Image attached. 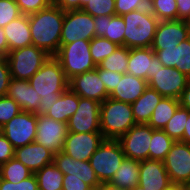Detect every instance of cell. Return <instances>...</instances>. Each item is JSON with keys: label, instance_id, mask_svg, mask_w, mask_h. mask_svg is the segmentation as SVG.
<instances>
[{"label": "cell", "instance_id": "cell-42", "mask_svg": "<svg viewBox=\"0 0 190 190\" xmlns=\"http://www.w3.org/2000/svg\"><path fill=\"white\" fill-rule=\"evenodd\" d=\"M21 14L30 15L50 6L52 0H15Z\"/></svg>", "mask_w": 190, "mask_h": 190}, {"label": "cell", "instance_id": "cell-27", "mask_svg": "<svg viewBox=\"0 0 190 190\" xmlns=\"http://www.w3.org/2000/svg\"><path fill=\"white\" fill-rule=\"evenodd\" d=\"M163 96L147 86L143 94L131 104L136 124H147Z\"/></svg>", "mask_w": 190, "mask_h": 190}, {"label": "cell", "instance_id": "cell-35", "mask_svg": "<svg viewBox=\"0 0 190 190\" xmlns=\"http://www.w3.org/2000/svg\"><path fill=\"white\" fill-rule=\"evenodd\" d=\"M189 114L190 111L188 109L179 106L174 115L163 128V131L175 141H180L183 138L185 124Z\"/></svg>", "mask_w": 190, "mask_h": 190}, {"label": "cell", "instance_id": "cell-53", "mask_svg": "<svg viewBox=\"0 0 190 190\" xmlns=\"http://www.w3.org/2000/svg\"><path fill=\"white\" fill-rule=\"evenodd\" d=\"M96 190H126L118 186L112 185L109 182L100 183Z\"/></svg>", "mask_w": 190, "mask_h": 190}, {"label": "cell", "instance_id": "cell-24", "mask_svg": "<svg viewBox=\"0 0 190 190\" xmlns=\"http://www.w3.org/2000/svg\"><path fill=\"white\" fill-rule=\"evenodd\" d=\"M154 56L155 52L151 47L130 48L126 73L143 78L148 82L152 78L154 70Z\"/></svg>", "mask_w": 190, "mask_h": 190}, {"label": "cell", "instance_id": "cell-32", "mask_svg": "<svg viewBox=\"0 0 190 190\" xmlns=\"http://www.w3.org/2000/svg\"><path fill=\"white\" fill-rule=\"evenodd\" d=\"M175 140L163 130L153 129L149 147V159L164 161Z\"/></svg>", "mask_w": 190, "mask_h": 190}, {"label": "cell", "instance_id": "cell-21", "mask_svg": "<svg viewBox=\"0 0 190 190\" xmlns=\"http://www.w3.org/2000/svg\"><path fill=\"white\" fill-rule=\"evenodd\" d=\"M153 51L163 66L177 68L190 78V37L177 46Z\"/></svg>", "mask_w": 190, "mask_h": 190}, {"label": "cell", "instance_id": "cell-11", "mask_svg": "<svg viewBox=\"0 0 190 190\" xmlns=\"http://www.w3.org/2000/svg\"><path fill=\"white\" fill-rule=\"evenodd\" d=\"M153 128L148 124H135L118 141L126 158L135 161L149 159V145Z\"/></svg>", "mask_w": 190, "mask_h": 190}, {"label": "cell", "instance_id": "cell-15", "mask_svg": "<svg viewBox=\"0 0 190 190\" xmlns=\"http://www.w3.org/2000/svg\"><path fill=\"white\" fill-rule=\"evenodd\" d=\"M190 37V26L185 20L159 21L156 27L152 50H163L179 45Z\"/></svg>", "mask_w": 190, "mask_h": 190}, {"label": "cell", "instance_id": "cell-9", "mask_svg": "<svg viewBox=\"0 0 190 190\" xmlns=\"http://www.w3.org/2000/svg\"><path fill=\"white\" fill-rule=\"evenodd\" d=\"M96 37L94 17L82 9L64 11L60 46Z\"/></svg>", "mask_w": 190, "mask_h": 190}, {"label": "cell", "instance_id": "cell-55", "mask_svg": "<svg viewBox=\"0 0 190 190\" xmlns=\"http://www.w3.org/2000/svg\"><path fill=\"white\" fill-rule=\"evenodd\" d=\"M89 0H80V9L88 2Z\"/></svg>", "mask_w": 190, "mask_h": 190}, {"label": "cell", "instance_id": "cell-18", "mask_svg": "<svg viewBox=\"0 0 190 190\" xmlns=\"http://www.w3.org/2000/svg\"><path fill=\"white\" fill-rule=\"evenodd\" d=\"M53 163L64 175L69 174V177L79 178L93 190H96L100 185L89 160H76L63 151H60L54 155Z\"/></svg>", "mask_w": 190, "mask_h": 190}, {"label": "cell", "instance_id": "cell-19", "mask_svg": "<svg viewBox=\"0 0 190 190\" xmlns=\"http://www.w3.org/2000/svg\"><path fill=\"white\" fill-rule=\"evenodd\" d=\"M171 184L163 161L146 159L140 162L139 186L146 190H165Z\"/></svg>", "mask_w": 190, "mask_h": 190}, {"label": "cell", "instance_id": "cell-26", "mask_svg": "<svg viewBox=\"0 0 190 190\" xmlns=\"http://www.w3.org/2000/svg\"><path fill=\"white\" fill-rule=\"evenodd\" d=\"M96 37H104L118 46H124L125 23L122 16L94 17Z\"/></svg>", "mask_w": 190, "mask_h": 190}, {"label": "cell", "instance_id": "cell-49", "mask_svg": "<svg viewBox=\"0 0 190 190\" xmlns=\"http://www.w3.org/2000/svg\"><path fill=\"white\" fill-rule=\"evenodd\" d=\"M63 11L80 9V0H52Z\"/></svg>", "mask_w": 190, "mask_h": 190}, {"label": "cell", "instance_id": "cell-39", "mask_svg": "<svg viewBox=\"0 0 190 190\" xmlns=\"http://www.w3.org/2000/svg\"><path fill=\"white\" fill-rule=\"evenodd\" d=\"M21 111V107L12 98L0 97V128Z\"/></svg>", "mask_w": 190, "mask_h": 190}, {"label": "cell", "instance_id": "cell-30", "mask_svg": "<svg viewBox=\"0 0 190 190\" xmlns=\"http://www.w3.org/2000/svg\"><path fill=\"white\" fill-rule=\"evenodd\" d=\"M179 106L180 101L178 99L163 97L155 107L147 124L153 129L163 130Z\"/></svg>", "mask_w": 190, "mask_h": 190}, {"label": "cell", "instance_id": "cell-44", "mask_svg": "<svg viewBox=\"0 0 190 190\" xmlns=\"http://www.w3.org/2000/svg\"><path fill=\"white\" fill-rule=\"evenodd\" d=\"M99 76L106 87L107 93L110 94L117 86L122 74L111 70L99 69Z\"/></svg>", "mask_w": 190, "mask_h": 190}, {"label": "cell", "instance_id": "cell-28", "mask_svg": "<svg viewBox=\"0 0 190 190\" xmlns=\"http://www.w3.org/2000/svg\"><path fill=\"white\" fill-rule=\"evenodd\" d=\"M79 105V96L70 88L64 91L55 103L49 108L45 116L59 122L67 123L76 112Z\"/></svg>", "mask_w": 190, "mask_h": 190}, {"label": "cell", "instance_id": "cell-12", "mask_svg": "<svg viewBox=\"0 0 190 190\" xmlns=\"http://www.w3.org/2000/svg\"><path fill=\"white\" fill-rule=\"evenodd\" d=\"M163 162L172 184H190V144L175 141Z\"/></svg>", "mask_w": 190, "mask_h": 190}, {"label": "cell", "instance_id": "cell-8", "mask_svg": "<svg viewBox=\"0 0 190 190\" xmlns=\"http://www.w3.org/2000/svg\"><path fill=\"white\" fill-rule=\"evenodd\" d=\"M189 78L177 68L165 67L157 56H154L152 78L147 82L148 87L156 90L163 97L180 99L187 86Z\"/></svg>", "mask_w": 190, "mask_h": 190}, {"label": "cell", "instance_id": "cell-57", "mask_svg": "<svg viewBox=\"0 0 190 190\" xmlns=\"http://www.w3.org/2000/svg\"><path fill=\"white\" fill-rule=\"evenodd\" d=\"M186 190H190V184L186 185Z\"/></svg>", "mask_w": 190, "mask_h": 190}, {"label": "cell", "instance_id": "cell-23", "mask_svg": "<svg viewBox=\"0 0 190 190\" xmlns=\"http://www.w3.org/2000/svg\"><path fill=\"white\" fill-rule=\"evenodd\" d=\"M147 86V80L125 73L122 74L121 79L118 80L117 86L109 94V97L132 104L143 94Z\"/></svg>", "mask_w": 190, "mask_h": 190}, {"label": "cell", "instance_id": "cell-2", "mask_svg": "<svg viewBox=\"0 0 190 190\" xmlns=\"http://www.w3.org/2000/svg\"><path fill=\"white\" fill-rule=\"evenodd\" d=\"M29 82L41 97L39 106L41 115H45L60 95L69 88V80L54 56L47 59Z\"/></svg>", "mask_w": 190, "mask_h": 190}, {"label": "cell", "instance_id": "cell-37", "mask_svg": "<svg viewBox=\"0 0 190 190\" xmlns=\"http://www.w3.org/2000/svg\"><path fill=\"white\" fill-rule=\"evenodd\" d=\"M118 45L104 37H94L90 40V54L98 66L105 58L112 54Z\"/></svg>", "mask_w": 190, "mask_h": 190}, {"label": "cell", "instance_id": "cell-4", "mask_svg": "<svg viewBox=\"0 0 190 190\" xmlns=\"http://www.w3.org/2000/svg\"><path fill=\"white\" fill-rule=\"evenodd\" d=\"M125 23L124 46L127 48L151 47L159 20L149 7L122 15Z\"/></svg>", "mask_w": 190, "mask_h": 190}, {"label": "cell", "instance_id": "cell-46", "mask_svg": "<svg viewBox=\"0 0 190 190\" xmlns=\"http://www.w3.org/2000/svg\"><path fill=\"white\" fill-rule=\"evenodd\" d=\"M15 148L0 131V165L14 157Z\"/></svg>", "mask_w": 190, "mask_h": 190}, {"label": "cell", "instance_id": "cell-5", "mask_svg": "<svg viewBox=\"0 0 190 190\" xmlns=\"http://www.w3.org/2000/svg\"><path fill=\"white\" fill-rule=\"evenodd\" d=\"M54 57L60 62L68 80L97 67L90 54V41L87 40L79 39L60 46Z\"/></svg>", "mask_w": 190, "mask_h": 190}, {"label": "cell", "instance_id": "cell-48", "mask_svg": "<svg viewBox=\"0 0 190 190\" xmlns=\"http://www.w3.org/2000/svg\"><path fill=\"white\" fill-rule=\"evenodd\" d=\"M177 20L188 21L190 18V0H176Z\"/></svg>", "mask_w": 190, "mask_h": 190}, {"label": "cell", "instance_id": "cell-38", "mask_svg": "<svg viewBox=\"0 0 190 190\" xmlns=\"http://www.w3.org/2000/svg\"><path fill=\"white\" fill-rule=\"evenodd\" d=\"M82 10L91 14L93 17L97 16H114L115 12V0H89Z\"/></svg>", "mask_w": 190, "mask_h": 190}, {"label": "cell", "instance_id": "cell-54", "mask_svg": "<svg viewBox=\"0 0 190 190\" xmlns=\"http://www.w3.org/2000/svg\"><path fill=\"white\" fill-rule=\"evenodd\" d=\"M165 190H186V185H184V184H171Z\"/></svg>", "mask_w": 190, "mask_h": 190}, {"label": "cell", "instance_id": "cell-47", "mask_svg": "<svg viewBox=\"0 0 190 190\" xmlns=\"http://www.w3.org/2000/svg\"><path fill=\"white\" fill-rule=\"evenodd\" d=\"M63 190H93L88 184L79 178L69 177V174L64 175Z\"/></svg>", "mask_w": 190, "mask_h": 190}, {"label": "cell", "instance_id": "cell-14", "mask_svg": "<svg viewBox=\"0 0 190 190\" xmlns=\"http://www.w3.org/2000/svg\"><path fill=\"white\" fill-rule=\"evenodd\" d=\"M100 106L95 100L79 97L78 109L67 122L68 132H100Z\"/></svg>", "mask_w": 190, "mask_h": 190}, {"label": "cell", "instance_id": "cell-45", "mask_svg": "<svg viewBox=\"0 0 190 190\" xmlns=\"http://www.w3.org/2000/svg\"><path fill=\"white\" fill-rule=\"evenodd\" d=\"M10 79L11 75L7 58L0 57V97L6 96Z\"/></svg>", "mask_w": 190, "mask_h": 190}, {"label": "cell", "instance_id": "cell-33", "mask_svg": "<svg viewBox=\"0 0 190 190\" xmlns=\"http://www.w3.org/2000/svg\"><path fill=\"white\" fill-rule=\"evenodd\" d=\"M129 48L118 46L115 51L98 64V69L125 74L128 68Z\"/></svg>", "mask_w": 190, "mask_h": 190}, {"label": "cell", "instance_id": "cell-41", "mask_svg": "<svg viewBox=\"0 0 190 190\" xmlns=\"http://www.w3.org/2000/svg\"><path fill=\"white\" fill-rule=\"evenodd\" d=\"M0 190H39L35 174L20 181L19 183L9 182L0 178Z\"/></svg>", "mask_w": 190, "mask_h": 190}, {"label": "cell", "instance_id": "cell-6", "mask_svg": "<svg viewBox=\"0 0 190 190\" xmlns=\"http://www.w3.org/2000/svg\"><path fill=\"white\" fill-rule=\"evenodd\" d=\"M49 57V54L35 45L9 51L6 58L11 78L29 80Z\"/></svg>", "mask_w": 190, "mask_h": 190}, {"label": "cell", "instance_id": "cell-25", "mask_svg": "<svg viewBox=\"0 0 190 190\" xmlns=\"http://www.w3.org/2000/svg\"><path fill=\"white\" fill-rule=\"evenodd\" d=\"M9 51L32 45L28 15L22 14L3 27Z\"/></svg>", "mask_w": 190, "mask_h": 190}, {"label": "cell", "instance_id": "cell-17", "mask_svg": "<svg viewBox=\"0 0 190 190\" xmlns=\"http://www.w3.org/2000/svg\"><path fill=\"white\" fill-rule=\"evenodd\" d=\"M69 88L79 97L102 103L109 97L104 83L99 76V69L74 76L69 80Z\"/></svg>", "mask_w": 190, "mask_h": 190}, {"label": "cell", "instance_id": "cell-16", "mask_svg": "<svg viewBox=\"0 0 190 190\" xmlns=\"http://www.w3.org/2000/svg\"><path fill=\"white\" fill-rule=\"evenodd\" d=\"M103 141L104 137L101 132H68L63 152L76 160L88 161Z\"/></svg>", "mask_w": 190, "mask_h": 190}, {"label": "cell", "instance_id": "cell-34", "mask_svg": "<svg viewBox=\"0 0 190 190\" xmlns=\"http://www.w3.org/2000/svg\"><path fill=\"white\" fill-rule=\"evenodd\" d=\"M33 172L16 158H12L0 165V178L9 182L19 183L30 177Z\"/></svg>", "mask_w": 190, "mask_h": 190}, {"label": "cell", "instance_id": "cell-40", "mask_svg": "<svg viewBox=\"0 0 190 190\" xmlns=\"http://www.w3.org/2000/svg\"><path fill=\"white\" fill-rule=\"evenodd\" d=\"M15 0H0V27L3 28L12 20L21 16Z\"/></svg>", "mask_w": 190, "mask_h": 190}, {"label": "cell", "instance_id": "cell-51", "mask_svg": "<svg viewBox=\"0 0 190 190\" xmlns=\"http://www.w3.org/2000/svg\"><path fill=\"white\" fill-rule=\"evenodd\" d=\"M9 53L8 42L3 28L0 27V57H6Z\"/></svg>", "mask_w": 190, "mask_h": 190}, {"label": "cell", "instance_id": "cell-13", "mask_svg": "<svg viewBox=\"0 0 190 190\" xmlns=\"http://www.w3.org/2000/svg\"><path fill=\"white\" fill-rule=\"evenodd\" d=\"M36 128V143L43 145L54 155L63 151L64 141L68 134L67 123L37 114Z\"/></svg>", "mask_w": 190, "mask_h": 190}, {"label": "cell", "instance_id": "cell-3", "mask_svg": "<svg viewBox=\"0 0 190 190\" xmlns=\"http://www.w3.org/2000/svg\"><path fill=\"white\" fill-rule=\"evenodd\" d=\"M136 124L130 103L108 97L100 106V132L104 139L118 140Z\"/></svg>", "mask_w": 190, "mask_h": 190}, {"label": "cell", "instance_id": "cell-10", "mask_svg": "<svg viewBox=\"0 0 190 190\" xmlns=\"http://www.w3.org/2000/svg\"><path fill=\"white\" fill-rule=\"evenodd\" d=\"M37 114L21 111L0 128L1 133L16 149L35 142Z\"/></svg>", "mask_w": 190, "mask_h": 190}, {"label": "cell", "instance_id": "cell-31", "mask_svg": "<svg viewBox=\"0 0 190 190\" xmlns=\"http://www.w3.org/2000/svg\"><path fill=\"white\" fill-rule=\"evenodd\" d=\"M34 174L37 178L39 190H63L64 174L54 163L44 166Z\"/></svg>", "mask_w": 190, "mask_h": 190}, {"label": "cell", "instance_id": "cell-36", "mask_svg": "<svg viewBox=\"0 0 190 190\" xmlns=\"http://www.w3.org/2000/svg\"><path fill=\"white\" fill-rule=\"evenodd\" d=\"M148 7L159 21L177 20L176 0H150Z\"/></svg>", "mask_w": 190, "mask_h": 190}, {"label": "cell", "instance_id": "cell-56", "mask_svg": "<svg viewBox=\"0 0 190 190\" xmlns=\"http://www.w3.org/2000/svg\"><path fill=\"white\" fill-rule=\"evenodd\" d=\"M131 190H146V189H144V187H141L138 185V186L132 188Z\"/></svg>", "mask_w": 190, "mask_h": 190}, {"label": "cell", "instance_id": "cell-20", "mask_svg": "<svg viewBox=\"0 0 190 190\" xmlns=\"http://www.w3.org/2000/svg\"><path fill=\"white\" fill-rule=\"evenodd\" d=\"M6 96L12 98L22 111L39 114L41 97L35 92L29 80L11 78Z\"/></svg>", "mask_w": 190, "mask_h": 190}, {"label": "cell", "instance_id": "cell-7", "mask_svg": "<svg viewBox=\"0 0 190 190\" xmlns=\"http://www.w3.org/2000/svg\"><path fill=\"white\" fill-rule=\"evenodd\" d=\"M125 159L118 140L104 139L89 159L100 183L109 182Z\"/></svg>", "mask_w": 190, "mask_h": 190}, {"label": "cell", "instance_id": "cell-43", "mask_svg": "<svg viewBox=\"0 0 190 190\" xmlns=\"http://www.w3.org/2000/svg\"><path fill=\"white\" fill-rule=\"evenodd\" d=\"M147 0H115L116 15L122 16L131 11L148 7Z\"/></svg>", "mask_w": 190, "mask_h": 190}, {"label": "cell", "instance_id": "cell-52", "mask_svg": "<svg viewBox=\"0 0 190 190\" xmlns=\"http://www.w3.org/2000/svg\"><path fill=\"white\" fill-rule=\"evenodd\" d=\"M180 141L190 144V114L185 124L183 138Z\"/></svg>", "mask_w": 190, "mask_h": 190}, {"label": "cell", "instance_id": "cell-1", "mask_svg": "<svg viewBox=\"0 0 190 190\" xmlns=\"http://www.w3.org/2000/svg\"><path fill=\"white\" fill-rule=\"evenodd\" d=\"M32 45L55 56L60 48L64 11L52 3L45 9L28 15Z\"/></svg>", "mask_w": 190, "mask_h": 190}, {"label": "cell", "instance_id": "cell-50", "mask_svg": "<svg viewBox=\"0 0 190 190\" xmlns=\"http://www.w3.org/2000/svg\"><path fill=\"white\" fill-rule=\"evenodd\" d=\"M179 101L182 108L188 109L190 111V78L188 80L186 88L182 92Z\"/></svg>", "mask_w": 190, "mask_h": 190}, {"label": "cell", "instance_id": "cell-22", "mask_svg": "<svg viewBox=\"0 0 190 190\" xmlns=\"http://www.w3.org/2000/svg\"><path fill=\"white\" fill-rule=\"evenodd\" d=\"M14 158L23 163L33 173L53 163L54 154L36 142L15 149Z\"/></svg>", "mask_w": 190, "mask_h": 190}, {"label": "cell", "instance_id": "cell-29", "mask_svg": "<svg viewBox=\"0 0 190 190\" xmlns=\"http://www.w3.org/2000/svg\"><path fill=\"white\" fill-rule=\"evenodd\" d=\"M139 171L140 162L125 157L109 183L122 189L131 190L139 184Z\"/></svg>", "mask_w": 190, "mask_h": 190}]
</instances>
